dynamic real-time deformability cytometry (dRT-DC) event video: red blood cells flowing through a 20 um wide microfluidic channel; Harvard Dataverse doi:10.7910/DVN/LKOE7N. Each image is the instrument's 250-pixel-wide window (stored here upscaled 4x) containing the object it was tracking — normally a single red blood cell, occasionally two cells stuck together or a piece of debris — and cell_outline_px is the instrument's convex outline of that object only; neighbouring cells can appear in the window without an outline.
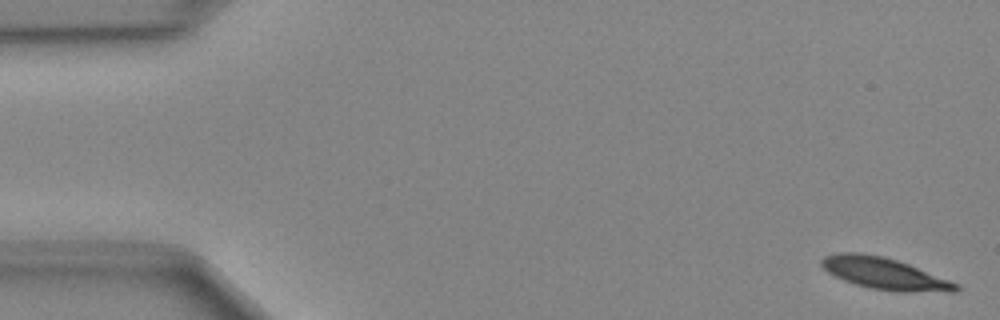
{"species": "Egyptian fruit bat (a non-hibernating species)", "species_latin": "Rousettus aegyptiacus", "temperature_condition": "cold", "stored_images_in_passage": 49, "camera_frame_rate_fps": 3000, "um_per_image_px": 0.085, "animal": {"sex": "female"}, "frame": {"image": 1, "passage_image": 1, "time_ms": 0.0, "image_size_px": [1000, 320], "cell_outline_px": [[960, 288], [956, 292], [896, 292], [868, 288], [844, 280], [828, 272], [820, 264], [820, 260], [824, 256], [836, 252], [860, 252], [884, 256], [908, 264], [960, 284]], "centroid_in_image_um": [75.19, 23.25], "position_along_channel_um": 9.8, "area_um2": 25.03}}
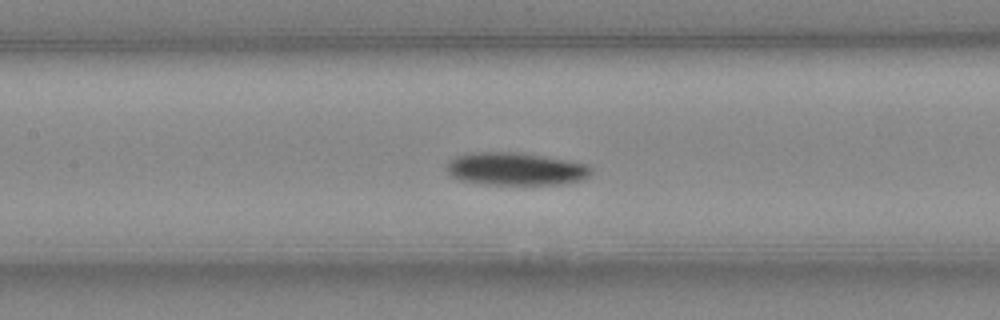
{"frame": {"image": 2, "passage_image": 22, "time_ms": 7.0, "image_size_px": [1000, 320], "cell_outline_px": [[592, 172], [588, 176], [580, 180], [564, 184], [480, 184], [460, 180], [452, 176], [448, 172], [448, 164], [456, 156], [476, 152], [520, 152], [584, 164], [592, 168]], "centroid_in_image_um": [43.82, 14.37], "position_along_channel_um": 163.6, "area_um2": 27.17}}
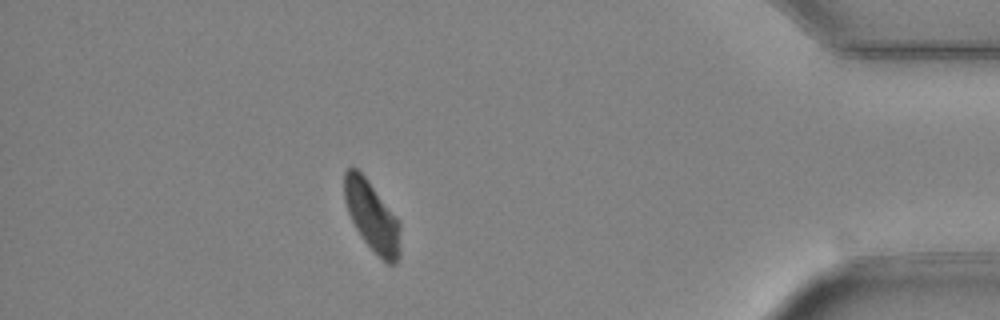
{"frame": {"image": 3, "passage_image": 43, "time_ms": 14.0, "image_size_px": [1000, 320], "cell_outline_px": [[400, 256], [396, 264], [388, 264], [364, 240], [356, 228], [348, 212], [344, 200], [344, 172], [348, 168], [356, 168], [368, 180], [400, 220]], "centroid_in_image_um": [31.64, 18.38], "position_along_channel_um": 403.6, "area_um2": 22.72}}